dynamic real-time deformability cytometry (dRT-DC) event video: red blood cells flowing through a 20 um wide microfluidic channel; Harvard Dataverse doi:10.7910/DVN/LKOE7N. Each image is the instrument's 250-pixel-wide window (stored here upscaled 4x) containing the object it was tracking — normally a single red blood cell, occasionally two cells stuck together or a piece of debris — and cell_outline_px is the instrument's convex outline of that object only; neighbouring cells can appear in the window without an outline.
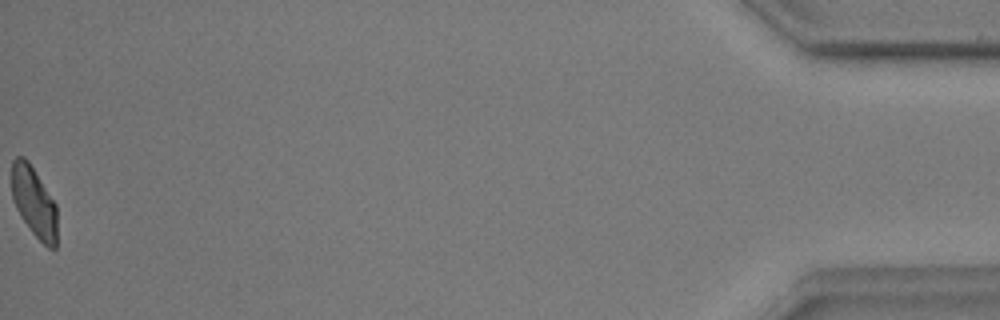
{"species": "common noctule bat (a hibernating species)", "species_latin": "Nyctalus noctula", "temperature_condition": "warm", "stored_images_in_passage": 40, "camera_frame_rate_fps": 3000, "um_per_image_px": 0.085, "animal": {"sex": "male", "body_mass_g": 17.9, "forearm_length_mm": 54.2}, "frame": {"image": 1, "passage_image": 40, "time_ms": 13.0, "image_size_px": [1000, 320], "cell_outline_px": [[56, 248], [48, 248], [32, 232], [20, 216], [12, 200], [12, 160], [16, 156], [24, 156], [28, 160], [56, 204]], "centroid_in_image_um": [2.87, 17.15], "position_along_channel_um": 432.3, "area_um2": 18.55}, "authors_computed_cell_mechanics": {"area_um2": 20.0855, "velocity_mm_per_s": 3.6921, "shape_relaxation_time_tau1_ms": 4.921, "shape_relaxation_time_tau2_ms": 2.0334, "deformation_change_tau1": 0.1406, "deformation_change_tau2": 0.0715}}